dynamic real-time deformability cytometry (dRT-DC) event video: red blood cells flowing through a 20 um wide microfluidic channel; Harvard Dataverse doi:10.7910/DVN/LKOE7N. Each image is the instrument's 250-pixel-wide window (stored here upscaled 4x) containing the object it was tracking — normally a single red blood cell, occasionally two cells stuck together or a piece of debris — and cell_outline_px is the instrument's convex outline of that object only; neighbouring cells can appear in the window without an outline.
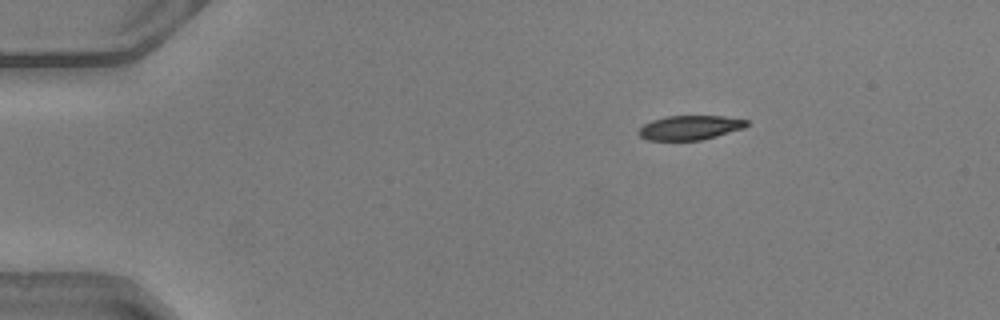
{"species": "common noctule bat (a hibernating species)", "species_latin": "Nyctalus noctula", "temperature_condition": "warm", "stored_images_in_passage": 43, "camera_frame_rate_fps": 3000, "um_per_image_px": 0.085, "animal": {"sex": "male", "body_mass_g": 20.5, "forearm_length_mm": 52.5}, "frame": {"image": 1, "passage_image": 1, "time_ms": 0.0, "image_size_px": [1000, 320], "cell_outline_px": [[748, 124], [744, 128], [716, 136], [700, 140], [648, 140], [640, 136], [636, 132], [644, 124], [652, 120], [668, 116], [724, 116], [748, 120]], "centroid_in_image_um": [58.63, 10.84], "position_along_channel_um": 26.4, "area_um2": 15.26}}
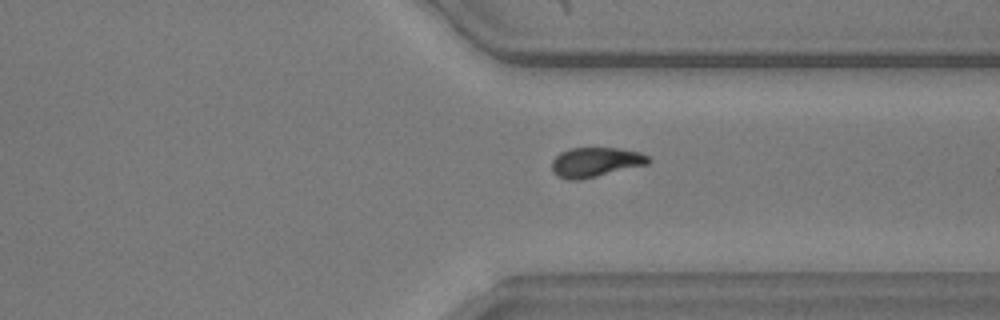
{"frame": {"image": 2, "passage_image": 31, "time_ms": 10.0, "image_size_px": [1000, 320], "cell_outline_px": [[652, 160], [648, 164], [580, 180], [568, 180], [556, 176], [552, 172], [552, 160], [560, 152], [568, 148], [620, 148], [640, 152], [648, 156]], "centroid_in_image_um": [50.6, 13.78], "position_along_channel_um": 360.8, "area_um2": 16.82}}
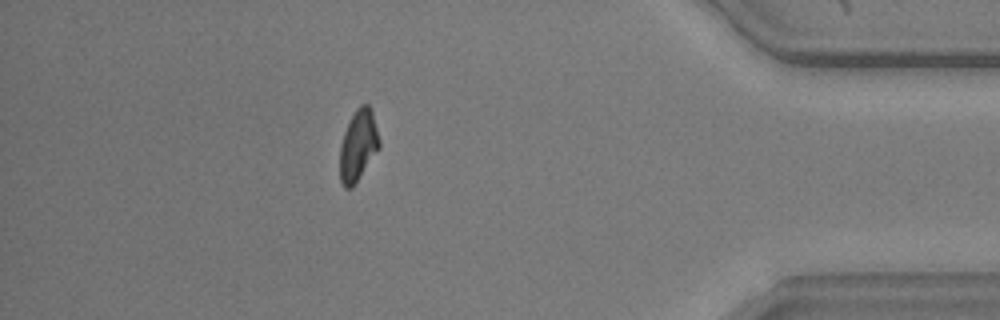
{"frame": {"image": 3, "passage_image": 37, "time_ms": 12.0, "image_size_px": [1000, 320], "cell_outline_px": [[380, 148], [352, 188], [344, 188], [340, 180], [340, 144], [344, 132], [356, 108], [360, 104], [368, 104], [372, 112], [380, 140]], "centroid_in_image_um": [30.44, 12.38], "position_along_channel_um": 404.8, "area_um2": 16.3}, "authors_computed_cell_mechanics": {"area_um2": 16.762, "velocity_mm_per_s": 4.1209, "shape_relaxation_time_tau1_ms": 2.5882, "shape_relaxation_time_tau2_ms": null, "deformation_change_tau1": 0.1243, "deformation_change_tau2": null}}